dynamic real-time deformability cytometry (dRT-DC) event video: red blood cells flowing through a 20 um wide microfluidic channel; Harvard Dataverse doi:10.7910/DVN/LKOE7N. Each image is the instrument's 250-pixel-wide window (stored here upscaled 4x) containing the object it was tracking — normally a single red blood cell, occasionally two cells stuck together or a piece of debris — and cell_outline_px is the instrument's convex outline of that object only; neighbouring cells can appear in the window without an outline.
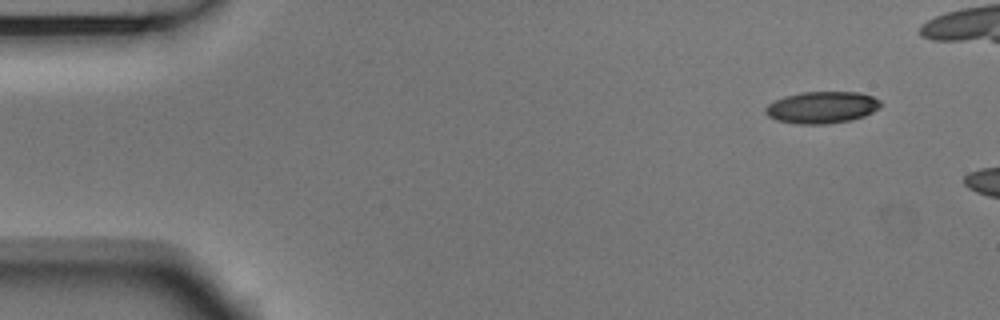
{"species": "Egyptian fruit bat (a non-hibernating species)", "species_latin": "Rousettus aegyptiacus", "temperature_condition": "room temperature", "stored_images_in_passage": 4, "camera_frame_rate_fps": 3000, "um_per_image_px": 0.085, "animal": {"sex": "male"}, "frame": {"image": 1, "passage_image": 1, "time_ms": 0.0, "image_size_px": [1000, 320], "cell_outline_px": [[880, 108], [864, 116], [848, 120], [824, 124], [796, 124], [776, 120], [768, 116], [764, 112], [764, 108], [768, 104], [784, 96], [800, 92], [860, 92], [872, 96], [880, 100]], "centroid_in_image_um": [69.84, 9.12], "position_along_channel_um": 15.2, "area_um2": 21.39}}